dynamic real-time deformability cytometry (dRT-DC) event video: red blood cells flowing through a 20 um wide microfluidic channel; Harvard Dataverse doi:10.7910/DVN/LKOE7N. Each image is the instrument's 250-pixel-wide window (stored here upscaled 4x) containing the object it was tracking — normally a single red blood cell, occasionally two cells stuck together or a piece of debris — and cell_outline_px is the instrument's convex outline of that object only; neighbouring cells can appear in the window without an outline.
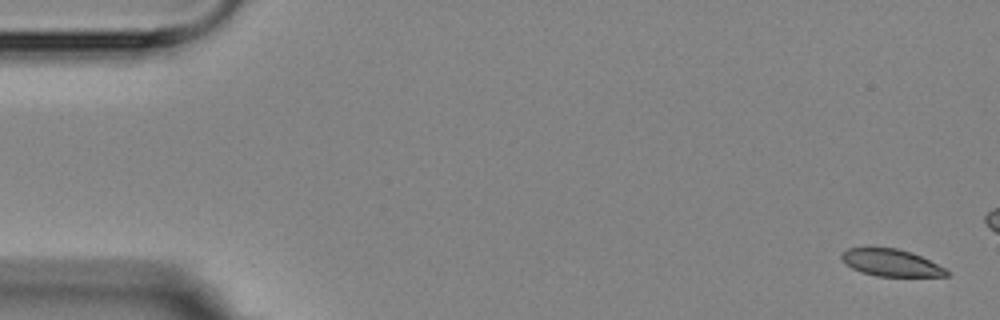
{"species": "Egyptian fruit bat (a non-hibernating species)", "species_latin": "Rousettus aegyptiacus", "temperature_condition": "room temperature", "stored_images_in_passage": 10, "camera_frame_rate_fps": 3000, "um_per_image_px": 0.085, "animal": {"sex": "female"}, "frame": {"image": 1, "passage_image": 1, "time_ms": 0.0, "image_size_px": [1000, 320], "cell_outline_px": [[952, 272], [948, 276], [876, 276], [860, 272], [844, 264], [840, 256], [840, 252], [848, 248], [896, 248], [912, 252]], "centroid_in_image_um": [75.7, 22.33], "position_along_channel_um": 9.3, "area_um2": 16.59}}
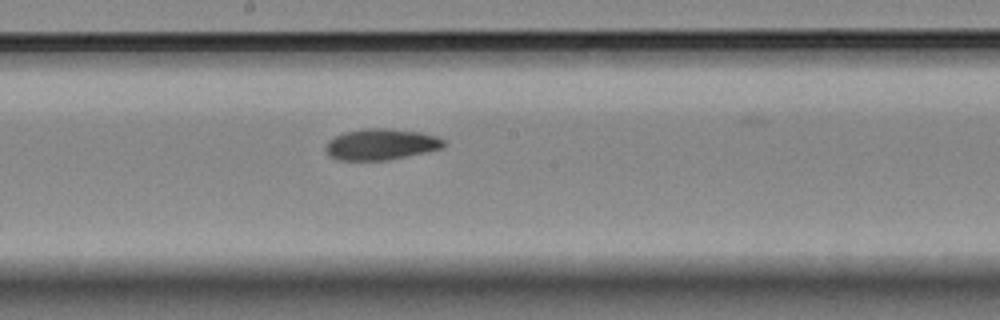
{"frame": {"image": 2, "passage_image": 10, "time_ms": 13.667, "image_size_px": [1000, 320], "cell_outline_px": [[444, 148], [384, 160], [336, 160], [324, 148], [328, 140], [344, 132], [364, 128], [388, 128], [420, 132], [436, 136], [444, 140]], "centroid_in_image_um": [32.37, 12.25], "position_along_channel_um": 215.8, "area_um2": 21.21}}